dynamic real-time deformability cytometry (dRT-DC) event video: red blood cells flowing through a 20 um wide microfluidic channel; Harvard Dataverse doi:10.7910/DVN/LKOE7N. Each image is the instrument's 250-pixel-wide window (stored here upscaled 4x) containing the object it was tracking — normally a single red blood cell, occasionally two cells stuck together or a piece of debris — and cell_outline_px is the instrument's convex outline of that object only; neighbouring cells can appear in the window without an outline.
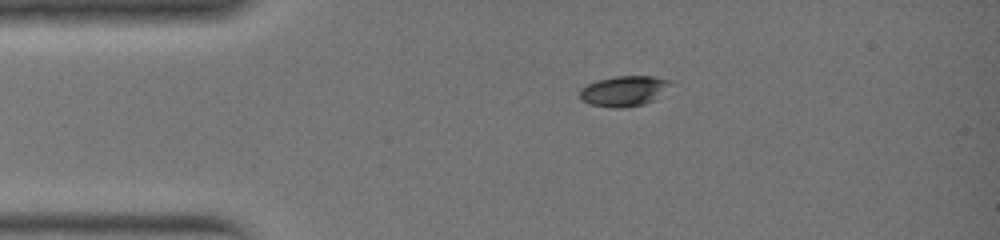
{"species": "common noctule bat (a hibernating species)", "species_latin": "Nyctalus noctula", "temperature_condition": "warm", "stored_images_in_passage": 29, "camera_frame_rate_fps": 3000, "um_per_image_px": 0.085, "animal": {"sex": "female", "body_mass_g": 19.0, "forearm_length_mm": 51.5}, "frame": {"image": 1, "passage_image": 1, "time_ms": 0.0, "image_size_px": [1000, 240], "cell_outline_px": [[676, 84], [656, 100], [644, 104], [624, 108], [616, 108], [588, 104], [580, 100], [580, 88], [596, 80], [616, 76], [656, 76], [668, 80]], "centroid_in_image_um": [53.1, 7.74], "position_along_channel_um": 31.9, "area_um2": 16.59}}
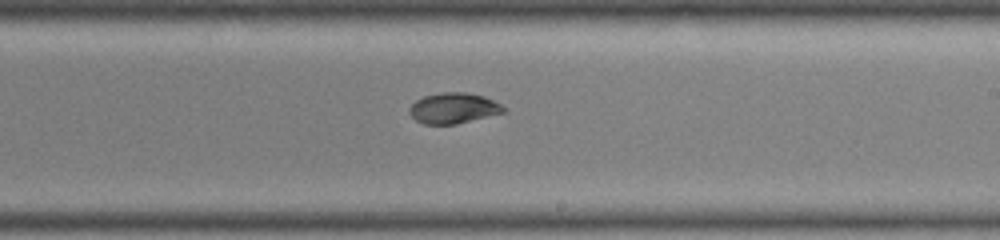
{"frame": {"image": 2, "passage_image": 15, "time_ms": 4.667, "image_size_px": [1000, 240], "cell_outline_px": [[508, 112], [456, 124], [424, 124], [416, 120], [408, 112], [408, 108], [416, 100], [424, 96], [440, 92], [464, 92], [484, 96], [500, 104]], "centroid_in_image_um": [38.54, 9.19], "position_along_channel_um": 250.5, "area_um2": 16.88}}
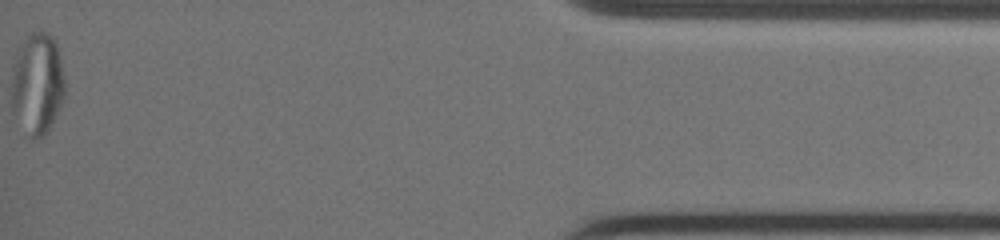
{"frame": {"image": 3, "passage_image": 29, "time_ms": 9.333, "image_size_px": [1000, 240], "cell_outline_px": [[64, 96], [48, 128], [40, 136], [32, 140], [28, 140], [24, 136], [12, 112], [12, 76], [20, 44], [28, 32], [48, 32], [56, 40], [60, 56], [64, 76]], "centroid_in_image_um": [3.15, 7.12], "position_along_channel_um": 432.1, "area_um2": 31.67}}